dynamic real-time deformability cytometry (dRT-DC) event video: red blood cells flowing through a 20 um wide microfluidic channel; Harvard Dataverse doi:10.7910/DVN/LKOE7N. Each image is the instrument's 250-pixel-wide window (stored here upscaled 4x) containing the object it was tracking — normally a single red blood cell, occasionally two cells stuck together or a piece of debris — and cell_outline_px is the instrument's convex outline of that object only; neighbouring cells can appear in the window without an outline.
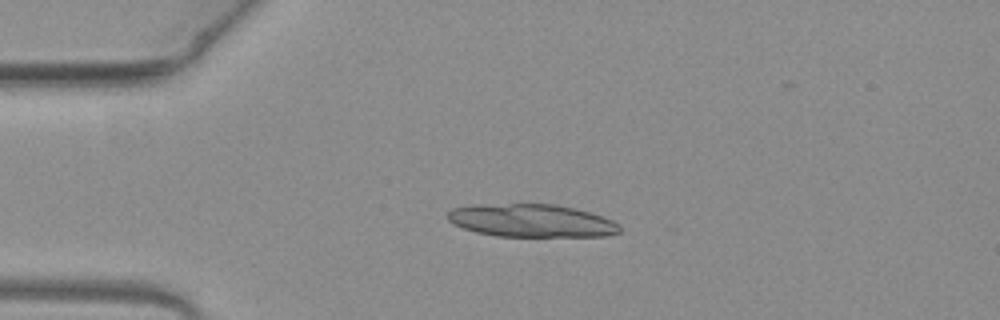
{"species": "common noctule bat (a hibernating species)", "species_latin": "Nyctalus noctula", "temperature_condition": "warm", "stored_images_in_passage": 5, "camera_frame_rate_fps": 3000, "um_per_image_px": 0.085, "animal": {"sex": "female", "body_mass_g": 19.3, "forearm_length_mm": 54.1}, "frame": {"image": 1, "passage_image": 1, "time_ms": 0.0, "image_size_px": [1000, 320], "cell_outline_px": [[620, 232], [604, 236], [496, 236], [476, 232], [452, 224], [448, 220], [448, 212], [452, 208], [472, 204], [556, 204], [588, 212], [612, 220], [620, 228]], "centroid_in_image_um": [45.11, 18.75], "position_along_channel_um": 39.9, "area_um2": 32.83}}